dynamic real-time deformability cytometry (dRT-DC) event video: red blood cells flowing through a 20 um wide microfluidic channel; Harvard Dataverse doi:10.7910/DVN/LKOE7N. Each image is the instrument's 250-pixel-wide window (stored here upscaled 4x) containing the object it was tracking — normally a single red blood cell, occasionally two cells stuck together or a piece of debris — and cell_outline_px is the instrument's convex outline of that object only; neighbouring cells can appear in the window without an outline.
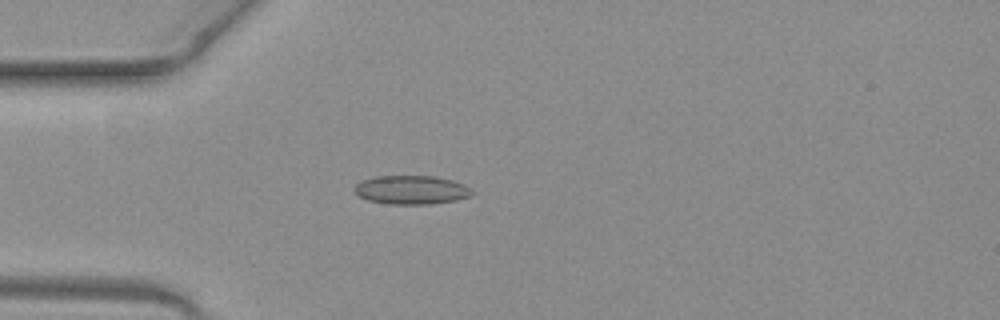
{"species": "common noctule bat (a hibernating species)", "species_latin": "Nyctalus noctula", "temperature_condition": "warm", "stored_images_in_passage": 16, "camera_frame_rate_fps": 3000, "um_per_image_px": 0.085, "animal": {"sex": "female", "body_mass_g": 19.3, "forearm_length_mm": 54.1}, "frame": {"image": 1, "passage_image": 2, "time_ms": 0.333, "image_size_px": [1000, 320], "cell_outline_px": [[476, 192], [472, 196], [456, 200], [428, 204], [388, 204], [368, 200], [360, 196], [352, 188], [360, 180], [376, 176], [436, 176], [452, 180], [464, 184]], "centroid_in_image_um": [34.99, 16.13], "position_along_channel_um": 50.0, "area_um2": 19.88}}
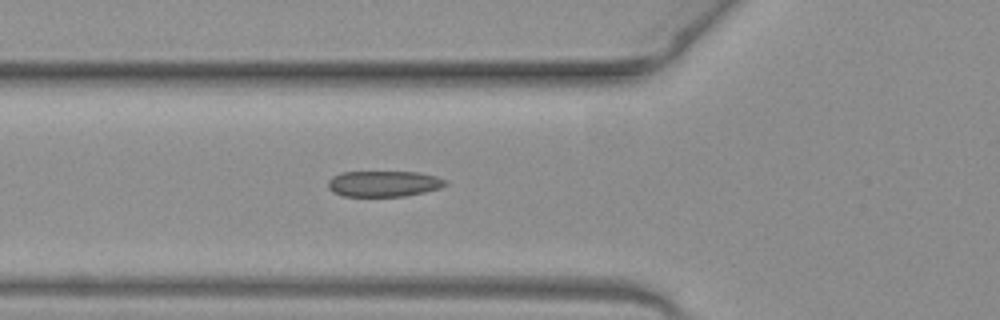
{"frame": {"image": 2, "passage_image": 6, "time_ms": 1.667, "image_size_px": [1000, 320], "cell_outline_px": [[448, 184], [440, 188], [424, 192], [404, 196], [344, 196], [332, 192], [328, 188], [328, 180], [332, 176], [340, 172], [420, 172], [436, 176], [448, 180]], "centroid_in_image_um": [32.62, 15.61], "position_along_channel_um": 93.2, "area_um2": 17.86}}